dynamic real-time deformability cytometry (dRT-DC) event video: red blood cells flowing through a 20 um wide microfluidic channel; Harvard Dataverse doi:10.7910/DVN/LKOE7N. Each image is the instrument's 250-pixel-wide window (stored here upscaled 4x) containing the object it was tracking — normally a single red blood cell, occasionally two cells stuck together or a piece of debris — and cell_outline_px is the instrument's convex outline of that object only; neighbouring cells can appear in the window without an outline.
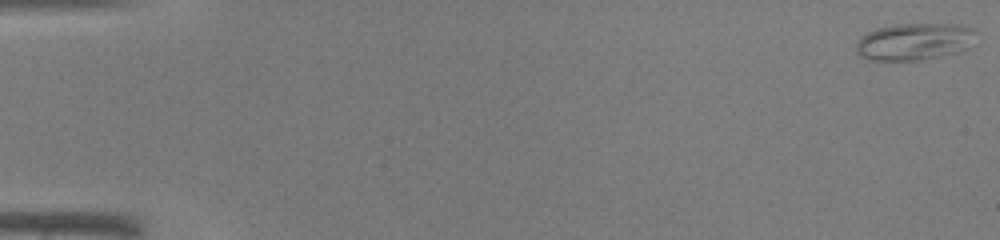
{"species": "common noctule bat (a hibernating species)", "species_latin": "Nyctalus noctula", "temperature_condition": "warm", "stored_images_in_passage": 45, "camera_frame_rate_fps": 3000, "um_per_image_px": 0.085, "animal": {"sex": "male", "body_mass_g": 19.0, "forearm_length_mm": 50.8}, "frame": {"image": 1, "passage_image": 1, "time_ms": 0.0, "image_size_px": [1000, 240], "cell_outline_px": [[972, 32], [968, 48], [956, 52], [940, 56], [920, 60], [872, 60], [860, 56], [856, 52], [856, 40], [868, 32], [876, 28], [896, 24], [956, 24], [968, 28]], "centroid_in_image_um": [77.6, 3.54], "position_along_channel_um": 7.4, "area_um2": 25.37}}
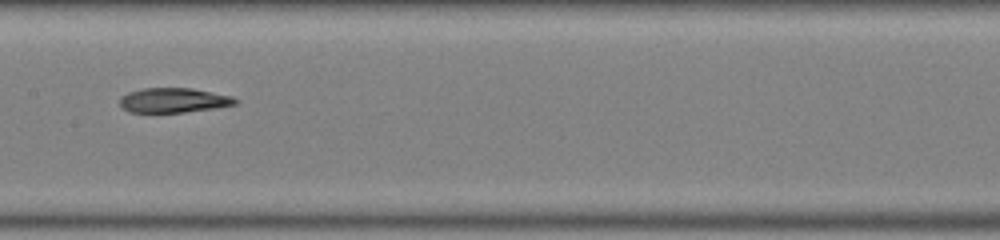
{"frame": {"image": 2, "passage_image": 24, "time_ms": 7.667, "image_size_px": [1000, 240], "cell_outline_px": [[240, 100], [236, 104], [216, 108], [184, 112], [128, 112], [120, 104], [120, 96], [128, 92], [144, 88], [192, 88], [232, 96]], "centroid_in_image_um": [14.77, 8.52], "position_along_channel_um": 192.6, "area_um2": 16.65}}
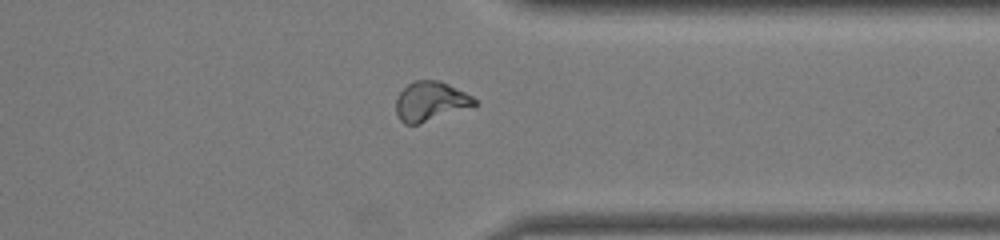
{"frame": {"image": 3, "passage_image": 36, "time_ms": 11.667, "image_size_px": [1000, 240], "cell_outline_px": [[480, 104], [476, 108], [420, 124], [404, 124], [400, 120], [396, 112], [396, 100], [400, 92], [408, 84], [416, 80], [440, 80], [472, 96]], "centroid_in_image_um": [36.67, 8.65], "position_along_channel_um": 374.7, "area_um2": 18.61}}